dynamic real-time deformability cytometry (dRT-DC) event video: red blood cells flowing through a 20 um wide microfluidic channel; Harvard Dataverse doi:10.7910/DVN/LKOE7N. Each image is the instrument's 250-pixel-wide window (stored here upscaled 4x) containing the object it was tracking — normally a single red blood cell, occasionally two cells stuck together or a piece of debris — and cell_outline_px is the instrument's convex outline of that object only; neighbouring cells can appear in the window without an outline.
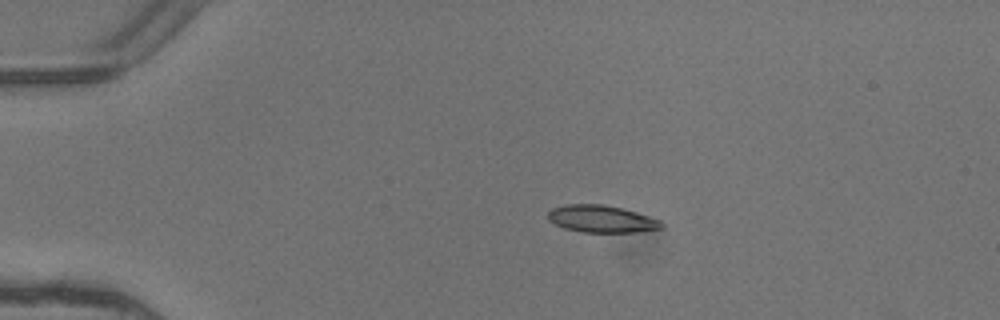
{"species": "common noctule bat (a hibernating species)", "species_latin": "Nyctalus noctula", "temperature_condition": "warm", "stored_images_in_passage": 4, "camera_frame_rate_fps": 3000, "um_per_image_px": 0.085, "animal": {"sex": "female"}, "frame": {"image": 1, "passage_image": 1, "time_ms": 0.0, "image_size_px": [1000, 320], "cell_outline_px": [[664, 228], [636, 232], [580, 232], [564, 228], [548, 220], [548, 212], [552, 208], [564, 204], [604, 204], [636, 212], [660, 220], [664, 224]], "centroid_in_image_um": [51.12, 18.61], "position_along_channel_um": 33.9, "area_um2": 18.03}}
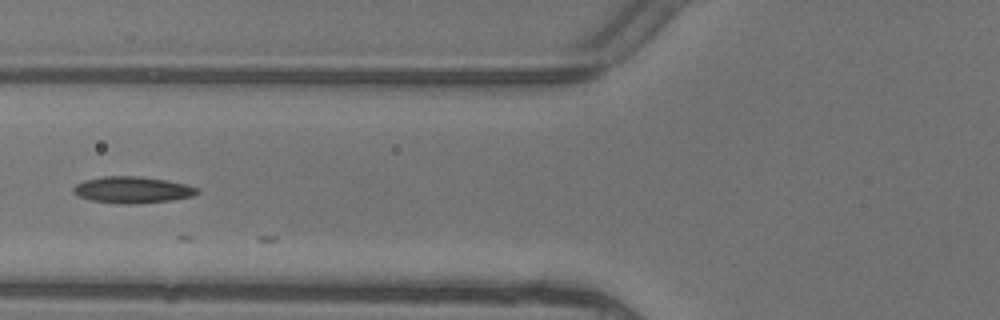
{"frame": {"image": 2, "passage_image": 3, "time_ms": 0.667, "image_size_px": [1000, 320], "cell_outline_px": [[200, 192], [192, 196], [172, 200], [136, 204], [120, 204], [92, 200], [80, 196], [72, 192], [72, 188], [76, 184], [84, 180], [104, 176], [140, 176], [164, 180], [184, 184], [200, 188]], "centroid_in_image_um": [11.26, 16.14], "position_along_channel_um": 114.5, "area_um2": 19.13}}